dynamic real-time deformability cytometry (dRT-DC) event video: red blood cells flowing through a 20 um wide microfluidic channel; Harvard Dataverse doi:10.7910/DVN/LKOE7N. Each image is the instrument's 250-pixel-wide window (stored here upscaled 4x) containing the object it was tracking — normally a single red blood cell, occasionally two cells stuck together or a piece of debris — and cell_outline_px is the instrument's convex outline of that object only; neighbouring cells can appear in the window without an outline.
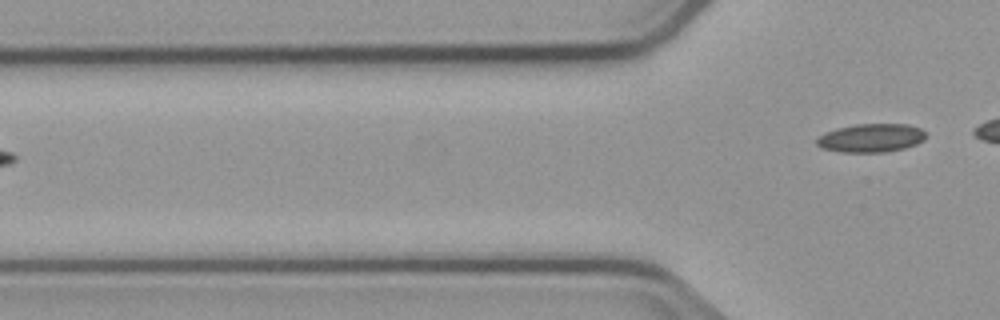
{"species": "common noctule bat (a hibernating species)", "species_latin": "Nyctalus noctula", "temperature_condition": "cold", "stored_images_in_passage": 6, "segment_of_instrument_passage": [2, 2], "camera_frame_rate_fps": 3000, "um_per_image_px": 0.085, "animal": {"sex": "male", "body_mass_g": 23.1, "forearm_length_mm": 52.7}, "frame": {"image": 1, "passage_image": 6, "time_ms": 6.333, "image_size_px": [1000, 320], "cell_outline_px": [[928, 136], [924, 140], [916, 144], [904, 148], [884, 152], [840, 152], [820, 148], [816, 144], [816, 140], [824, 132], [836, 128], [856, 124], [908, 124], [920, 128]], "centroid_in_image_um": [74.03, 11.72], "position_along_channel_um": 51.8, "area_um2": 18.26}}